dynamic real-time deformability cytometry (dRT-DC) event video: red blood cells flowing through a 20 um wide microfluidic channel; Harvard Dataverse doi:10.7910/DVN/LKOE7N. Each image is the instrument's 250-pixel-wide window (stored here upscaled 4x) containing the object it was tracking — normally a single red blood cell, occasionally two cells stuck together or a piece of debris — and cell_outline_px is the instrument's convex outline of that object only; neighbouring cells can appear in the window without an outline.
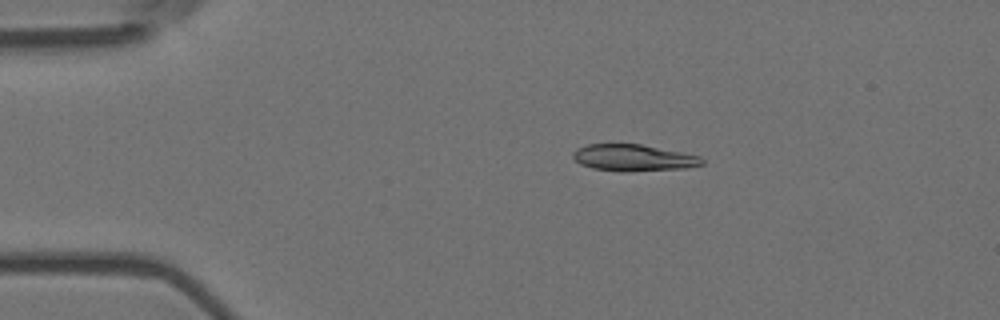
{"species": "Egyptian fruit bat (a non-hibernating species)", "species_latin": "Rousettus aegyptiacus", "temperature_condition": "room temperature", "stored_images_in_passage": 8, "camera_frame_rate_fps": 3000, "um_per_image_px": 0.085, "animal": {"sex": "female"}, "frame": {"image": 1, "passage_image": 3, "time_ms": 0.667, "image_size_px": [1000, 320], "cell_outline_px": [[704, 164], [684, 168], [624, 172], [620, 172], [592, 168], [580, 164], [572, 156], [572, 152], [576, 148], [588, 144], [640, 144], [700, 156], [704, 160]], "centroid_in_image_um": [53.8, 13.41], "position_along_channel_um": 31.2, "area_um2": 20.0}}
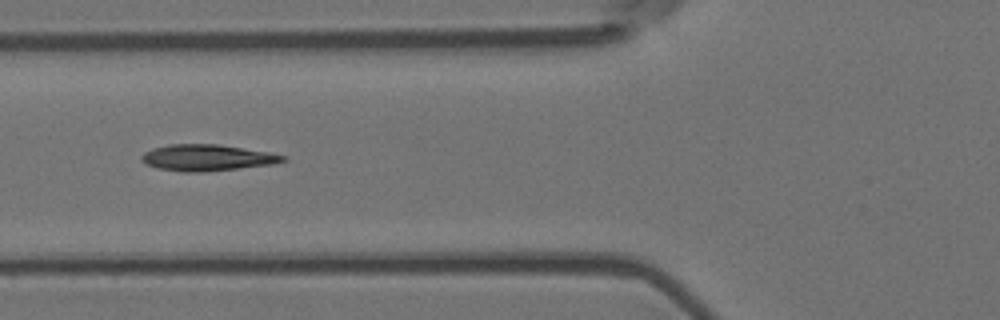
{"frame": {"image": 2, "passage_image": 6, "time_ms": 1.667, "image_size_px": [1000, 320], "cell_outline_px": [[288, 160], [272, 164], [200, 172], [180, 172], [156, 168], [144, 164], [140, 160], [140, 156], [144, 152], [152, 148], [168, 144], [220, 144], [268, 152], [288, 156]], "centroid_in_image_um": [17.55, 13.4], "position_along_channel_um": 108.3, "area_um2": 21.85}}
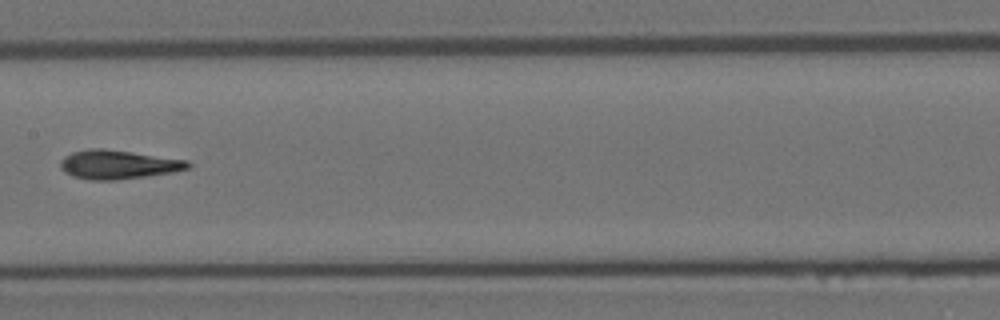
{"frame": {"image": 3, "passage_image": 8, "time_ms": 2.333, "image_size_px": [1000, 320], "cell_outline_px": [[192, 164], [188, 168], [172, 172], [116, 180], [88, 180], [72, 176], [64, 172], [60, 168], [60, 160], [64, 156], [72, 152], [88, 148], [100, 148], [132, 152], [188, 160]], "centroid_in_image_um": [9.99, 13.98], "position_along_channel_um": 197.4, "area_um2": 21.5}}